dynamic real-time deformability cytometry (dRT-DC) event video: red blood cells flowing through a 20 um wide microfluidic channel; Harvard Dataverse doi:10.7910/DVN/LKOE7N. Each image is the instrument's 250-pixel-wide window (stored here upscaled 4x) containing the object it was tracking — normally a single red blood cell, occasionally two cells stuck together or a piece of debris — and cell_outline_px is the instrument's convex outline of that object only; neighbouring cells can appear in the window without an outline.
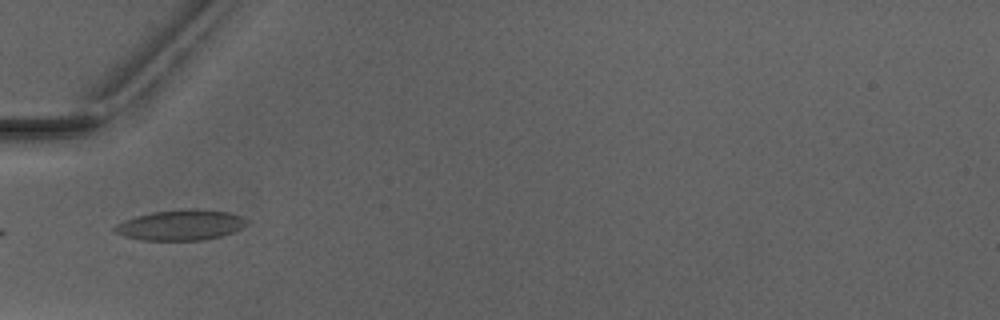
{"species": "Egyptian fruit bat (a non-hibernating species)", "species_latin": "Rousettus aegyptiacus", "temperature_condition": "warm", "stored_images_in_passage": 1, "camera_frame_rate_fps": 3000, "um_per_image_px": 0.085, "animal": {"sex": "male"}, "frame": {"image": 1, "passage_image": 1, "time_ms": 0.0, "image_size_px": [1000, 320], "cell_outline_px": [[248, 224], [232, 232], [220, 236], [204, 240], [140, 240], [124, 236], [116, 232], [112, 228], [116, 224], [124, 220], [136, 216], [152, 212], [180, 208], [196, 208], [228, 212], [240, 216], [248, 220]], "centroid_in_image_um": [15.34, 19.11], "position_along_channel_um": 69.7, "area_um2": 23.58}}